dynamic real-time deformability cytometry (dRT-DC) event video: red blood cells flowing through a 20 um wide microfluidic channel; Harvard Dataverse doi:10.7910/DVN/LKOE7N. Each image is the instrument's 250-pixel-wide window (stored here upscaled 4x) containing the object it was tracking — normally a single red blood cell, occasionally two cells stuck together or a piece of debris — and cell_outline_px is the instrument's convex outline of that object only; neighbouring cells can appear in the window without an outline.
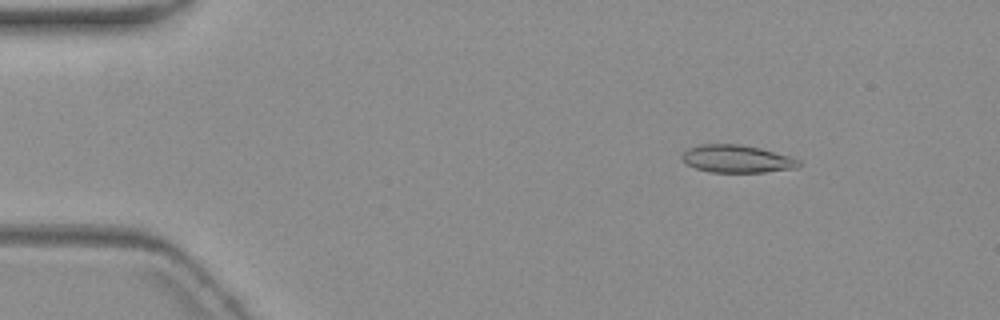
{"species": "common noctule bat (a hibernating species)", "species_latin": "Nyctalus noctula", "temperature_condition": "warm", "stored_images_in_passage": 9, "camera_frame_rate_fps": 3000, "um_per_image_px": 0.085, "animal": {"sex": "female", "body_mass_g": 19.3, "forearm_length_mm": 54.1}, "frame": {"image": 1, "passage_image": 2, "time_ms": 1.0, "image_size_px": [1000, 320], "cell_outline_px": [[804, 164], [800, 168], [764, 172], [712, 172], [696, 168], [688, 164], [680, 156], [688, 148], [700, 144], [736, 144], [760, 148], [788, 156], [800, 160]], "centroid_in_image_um": [62.69, 13.51], "position_along_channel_um": 22.3, "area_um2": 18.79}}